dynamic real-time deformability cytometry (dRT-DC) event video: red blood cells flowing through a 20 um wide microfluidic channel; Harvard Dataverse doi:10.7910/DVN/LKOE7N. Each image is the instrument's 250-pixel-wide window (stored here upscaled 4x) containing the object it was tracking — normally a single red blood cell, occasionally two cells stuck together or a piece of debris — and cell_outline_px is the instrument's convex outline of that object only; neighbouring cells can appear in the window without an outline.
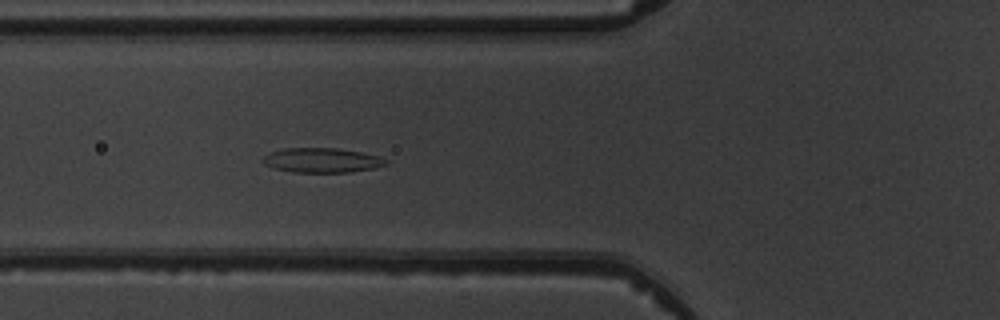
{"species": "common noctule bat (a hibernating species)", "species_latin": "Nyctalus noctula", "temperature_condition": "warm", "stored_images_in_passage": 6, "camera_frame_rate_fps": 3000, "um_per_image_px": 0.085, "animal": {"sex": "male", "body_mass_g": 19.5, "forearm_length_mm": 54.6}, "frame": {"image": 1, "passage_image": 6, "time_ms": 6.333, "image_size_px": [1000, 320], "cell_outline_px": [[388, 164], [376, 168], [348, 172], [292, 172], [272, 168], [264, 164], [260, 160], [268, 152], [284, 148], [336, 148], [360, 152], [380, 156], [388, 160]], "centroid_in_image_um": [27.34, 13.62], "position_along_channel_um": 98.5, "area_um2": 17.86}}